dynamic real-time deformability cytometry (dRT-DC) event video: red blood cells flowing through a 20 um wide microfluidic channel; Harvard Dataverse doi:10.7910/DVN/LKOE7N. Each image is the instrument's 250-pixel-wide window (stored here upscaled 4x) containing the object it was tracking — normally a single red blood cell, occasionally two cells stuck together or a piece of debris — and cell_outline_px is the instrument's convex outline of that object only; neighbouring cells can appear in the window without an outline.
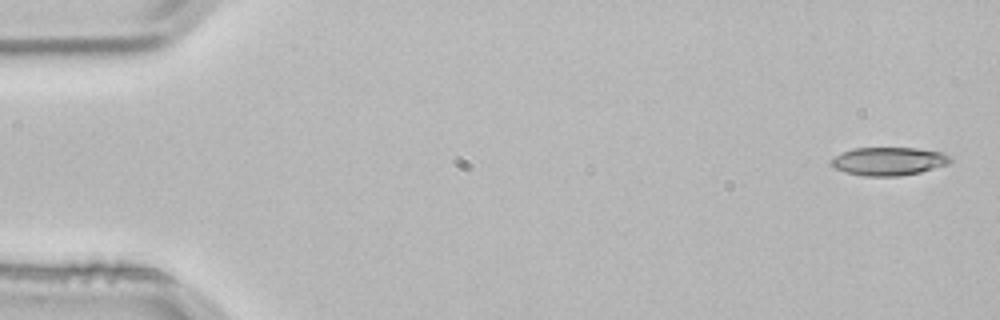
{"species": "common noctule bat (a hibernating species)", "species_latin": "Nyctalus noctula", "temperature_condition": "room temperature", "stored_images_in_passage": 3, "camera_frame_rate_fps": 3000, "um_per_image_px": 0.085, "animal": {"sex": "male", "body_mass_g": 21.5, "forearm_length_mm": 52.0}, "frame": {"image": 1, "passage_image": 1, "time_ms": 0.0, "image_size_px": [1000, 320], "cell_outline_px": [[952, 160], [948, 164], [920, 172], [896, 176], [864, 176], [844, 172], [828, 164], [836, 156], [852, 148], [920, 148], [940, 152], [948, 156]], "centroid_in_image_um": [75.52, 13.71], "position_along_channel_um": 9.5, "area_um2": 19.42}}
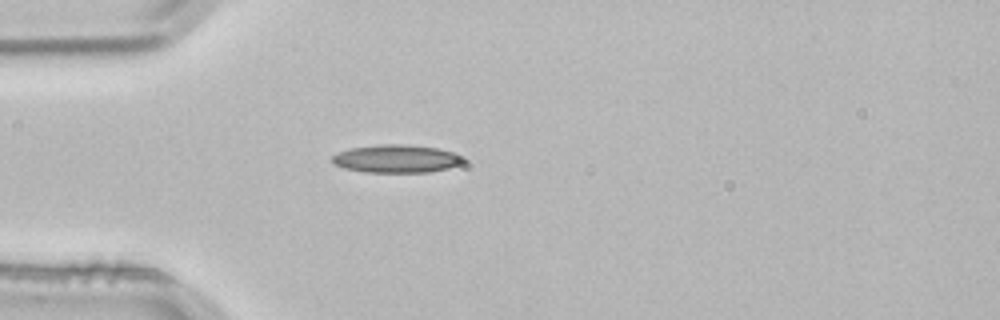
{"frame": {"image": 2, "passage_image": 3, "time_ms": 0.667, "image_size_px": [1000, 320], "cell_outline_px": [[468, 160], [460, 164], [448, 168], [428, 172], [364, 172], [344, 168], [332, 164], [332, 156], [336, 152], [352, 148], [380, 144], [408, 144], [436, 148], [468, 156]], "centroid_in_image_um": [33.73, 13.49], "position_along_channel_um": 51.3, "area_um2": 21.68}}